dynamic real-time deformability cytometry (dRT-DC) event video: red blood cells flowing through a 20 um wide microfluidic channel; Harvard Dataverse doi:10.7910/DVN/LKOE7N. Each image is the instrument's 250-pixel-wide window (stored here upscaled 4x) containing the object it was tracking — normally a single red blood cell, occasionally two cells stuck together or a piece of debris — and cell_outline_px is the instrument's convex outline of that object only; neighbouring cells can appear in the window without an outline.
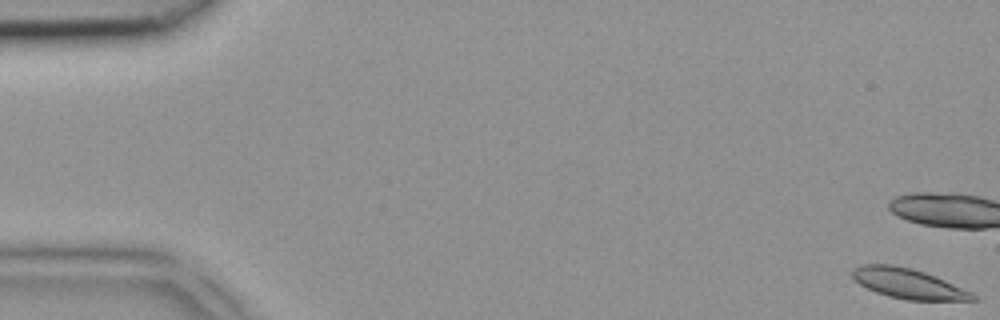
{"species": "common noctule bat (a hibernating species)", "species_latin": "Nyctalus noctula", "temperature_condition": "room temperature", "stored_images_in_passage": 5, "camera_frame_rate_fps": 3000, "um_per_image_px": 0.085, "animal": {"sex": "female", "body_mass_g": 18.4}, "frame": {"image": 1, "passage_image": 1, "time_ms": 0.0, "image_size_px": [1000, 320], "cell_outline_px": [[976, 300], [908, 300], [888, 296], [876, 292], [860, 284], [852, 276], [852, 268], [860, 264], [892, 264], [924, 272], [944, 280], [972, 292], [976, 296]], "centroid_in_image_um": [77.17, 24.1], "position_along_channel_um": 7.8, "area_um2": 20.81}}